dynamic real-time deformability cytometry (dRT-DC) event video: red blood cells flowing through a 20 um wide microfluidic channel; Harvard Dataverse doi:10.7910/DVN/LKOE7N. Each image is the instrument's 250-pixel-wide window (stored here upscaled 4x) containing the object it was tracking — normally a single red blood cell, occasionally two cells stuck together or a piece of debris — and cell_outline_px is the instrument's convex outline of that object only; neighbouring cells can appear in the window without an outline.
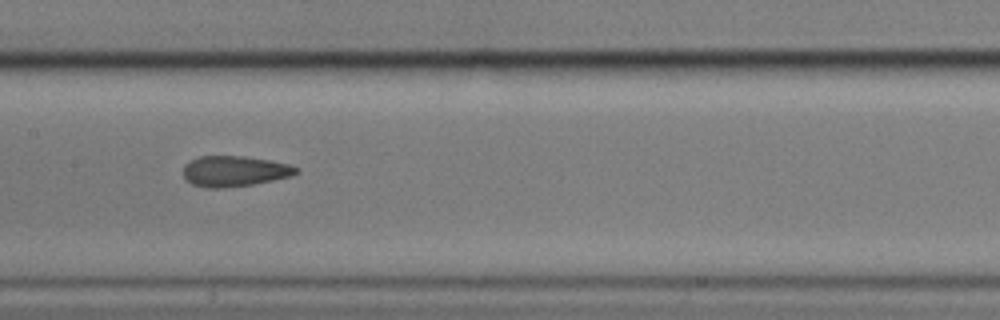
{"species": "common noctule bat (a hibernating species)", "species_latin": "Nyctalus noctula", "temperature_condition": "cold", "stored_images_in_passage": 14, "camera_frame_rate_fps": 3000, "um_per_image_px": 0.085, "animal": {"sex": "male", "body_mass_g": 17.9}, "frame": {"image": 1, "passage_image": 5, "time_ms": 5.333, "image_size_px": [1000, 320], "cell_outline_px": [[300, 172], [292, 176], [252, 184], [220, 188], [208, 188], [192, 184], [184, 180], [184, 164], [188, 160], [200, 156], [244, 156], [268, 160], [288, 164], [300, 168]], "centroid_in_image_um": [19.91, 14.54], "position_along_channel_um": 187.5, "area_um2": 20.23}}
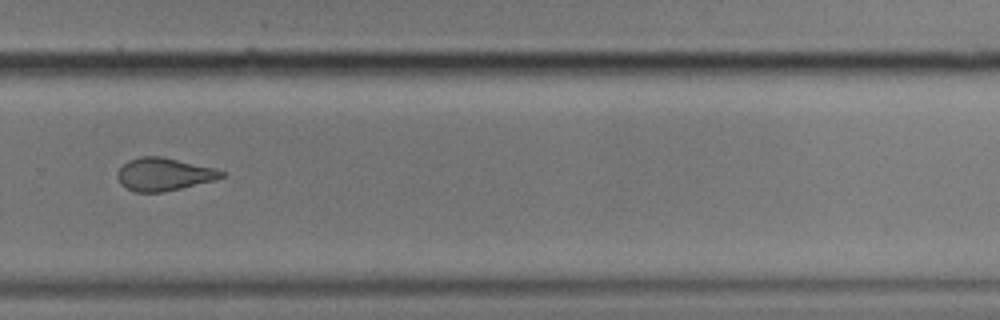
{"frame": {"image": 2, "passage_image": 8, "time_ms": 9.0, "image_size_px": [1000, 320], "cell_outline_px": [[224, 176], [212, 180], [164, 192], [136, 192], [120, 184], [116, 176], [116, 172], [128, 160], [140, 156], [160, 156], [216, 168], [224, 172]], "centroid_in_image_um": [13.88, 14.8], "position_along_channel_um": 315.9, "area_um2": 19.71}}
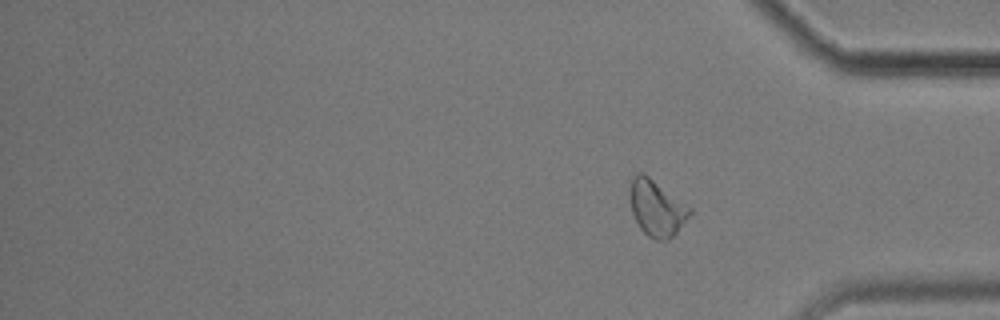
{"frame": {"image": 3, "passage_image": 14, "time_ms": 17.333, "image_size_px": [1000, 320], "cell_outline_px": [[692, 212], [676, 232], [668, 240], [656, 240], [648, 236], [640, 228], [632, 212], [628, 192], [632, 176], [636, 172], [644, 172], [692, 208]], "centroid_in_image_um": [55.78, 17.64], "position_along_channel_um": 379.4, "area_um2": 19.65}, "authors_computed_cell_mechanics": {"area_um2": 19.8832, "velocity_mm_per_s": 3.5061, "shape_relaxation_time_tau1_ms": 7.6062, "shape_relaxation_time_tau2_ms": 2.404, "deformation_change_tau1": 0.2153, "deformation_change_tau2": 0.096}}